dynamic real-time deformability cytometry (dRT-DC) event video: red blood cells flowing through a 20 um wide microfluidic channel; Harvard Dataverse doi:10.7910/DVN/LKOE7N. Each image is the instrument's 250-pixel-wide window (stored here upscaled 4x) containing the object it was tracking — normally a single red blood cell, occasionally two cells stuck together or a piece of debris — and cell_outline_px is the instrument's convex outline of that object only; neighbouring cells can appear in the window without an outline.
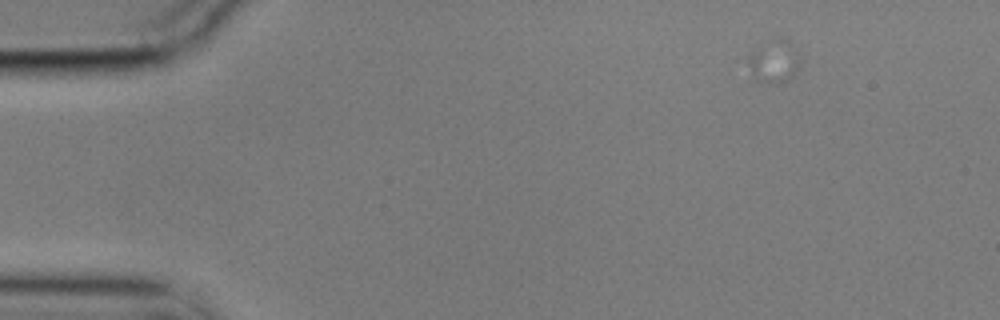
{"species": "common noctule bat (a hibernating species)", "species_latin": "Nyctalus noctula", "temperature_condition": "cold", "stored_images_in_passage": 3, "camera_frame_rate_fps": 3000, "um_per_image_px": 0.085, "animal": {"sex": "male", "body_mass_g": 17.9}, "frame": {"image": 1, "passage_image": 1, "time_ms": 0.0, "image_size_px": [1000, 320], "cell_outline_px": [[800, 64], [788, 80], [776, 84], [768, 84], [756, 80], [744, 56], [752, 52], [788, 40], [792, 44]], "centroid_in_image_um": [65.76, 5.36], "position_along_channel_um": 19.2, "area_um2": 11.79}}